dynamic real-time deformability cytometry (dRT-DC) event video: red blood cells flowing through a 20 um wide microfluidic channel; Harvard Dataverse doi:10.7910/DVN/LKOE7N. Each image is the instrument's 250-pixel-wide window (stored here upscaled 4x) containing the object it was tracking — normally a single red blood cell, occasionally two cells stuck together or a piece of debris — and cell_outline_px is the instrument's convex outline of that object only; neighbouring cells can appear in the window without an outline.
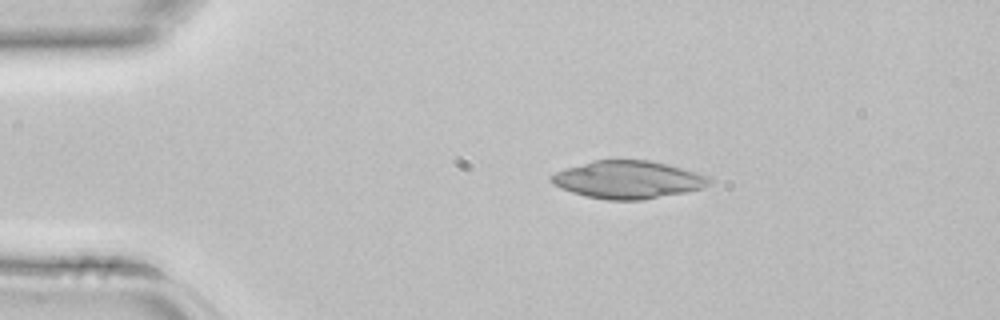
{"species": "common noctule bat (a hibernating species)", "species_latin": "Nyctalus noctula", "temperature_condition": "room temperature", "stored_images_in_passage": 2, "camera_frame_rate_fps": 3000, "um_per_image_px": 0.085, "animal": {"sex": "female", "body_mass_g": 22.7, "forearm_length_mm": 54.2}, "frame": {"image": 1, "passage_image": 1, "time_ms": 0.0, "image_size_px": [1000, 320], "cell_outline_px": [[712, 184], [704, 188], [688, 192], [644, 200], [608, 200], [584, 196], [560, 188], [552, 184], [548, 180], [556, 172], [564, 168], [592, 160], [652, 160], [700, 172], [708, 176], [712, 180]], "centroid_in_image_um": [53.42, 15.27], "position_along_channel_um": 31.6, "area_um2": 35.37}}